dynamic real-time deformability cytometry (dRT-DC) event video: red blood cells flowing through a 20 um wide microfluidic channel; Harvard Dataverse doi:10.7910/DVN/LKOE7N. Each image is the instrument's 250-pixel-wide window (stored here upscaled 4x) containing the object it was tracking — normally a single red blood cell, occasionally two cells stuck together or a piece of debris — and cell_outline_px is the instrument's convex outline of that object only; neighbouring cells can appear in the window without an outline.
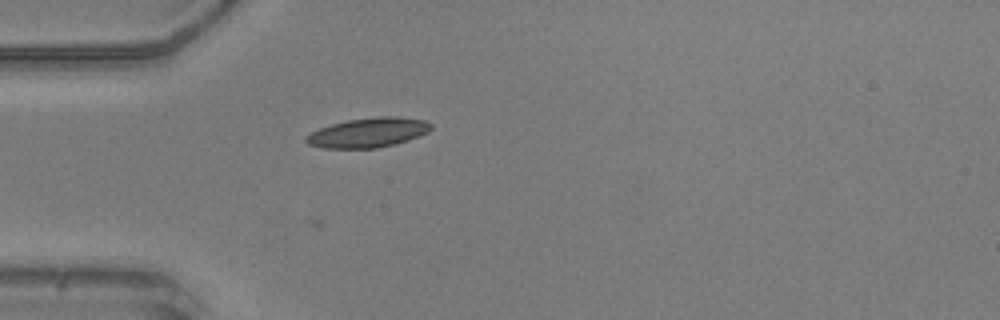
{"species": "common noctule bat (a hibernating species)", "species_latin": "Nyctalus noctula", "temperature_condition": "warm", "stored_images_in_passage": 38, "camera_frame_rate_fps": 3000, "um_per_image_px": 0.085, "animal": {"sex": "male", "body_mass_g": 20.5, "forearm_length_mm": 52.5}, "frame": {"image": 1, "passage_image": 1, "time_ms": 0.0, "image_size_px": [1000, 320], "cell_outline_px": [[432, 128], [428, 132], [420, 136], [408, 140], [376, 148], [324, 148], [308, 144], [304, 140], [304, 136], [320, 128], [332, 124], [348, 120], [376, 116], [396, 116], [424, 120], [432, 124]], "centroid_in_image_um": [31.3, 11.26], "position_along_channel_um": 53.7, "area_um2": 21.5}}
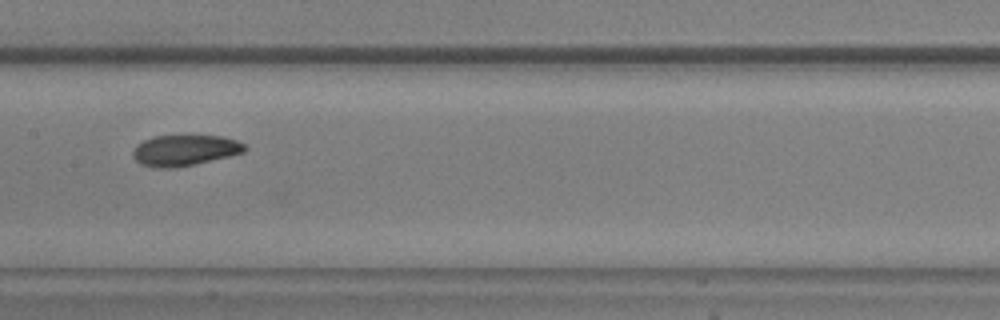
{"frame": {"image": 2, "passage_image": 12, "time_ms": 3.667, "image_size_px": [1000, 320], "cell_outline_px": [[248, 148], [244, 152], [196, 164], [176, 168], [152, 168], [140, 164], [132, 156], [132, 152], [136, 144], [152, 136], [220, 136], [236, 140], [244, 144]], "centroid_in_image_um": [15.66, 12.79], "position_along_channel_um": 191.7, "area_um2": 20.23}}
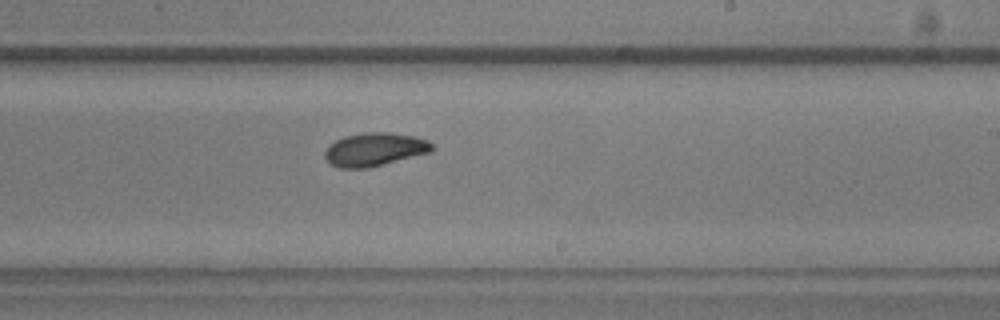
{"frame": {"image": 3, "passage_image": 17, "time_ms": 5.333, "image_size_px": [1000, 320], "cell_outline_px": [[432, 152], [368, 168], [340, 168], [332, 164], [324, 156], [324, 152], [328, 144], [344, 136], [364, 132], [388, 132], [416, 136], [428, 140], [432, 144]], "centroid_in_image_um": [31.84, 12.69], "position_along_channel_um": 257.2, "area_um2": 20.92}}